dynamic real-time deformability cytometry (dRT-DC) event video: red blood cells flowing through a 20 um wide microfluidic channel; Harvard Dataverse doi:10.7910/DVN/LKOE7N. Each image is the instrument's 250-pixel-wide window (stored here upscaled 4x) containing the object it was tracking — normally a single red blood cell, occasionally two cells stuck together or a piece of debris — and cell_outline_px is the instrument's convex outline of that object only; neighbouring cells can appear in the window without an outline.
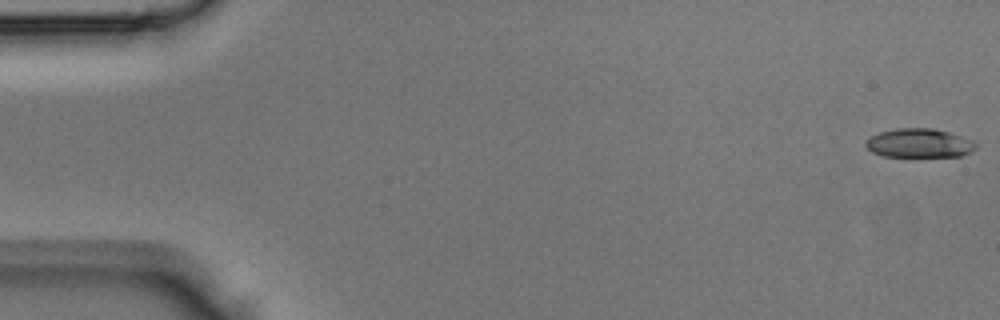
{"species": "Egyptian fruit bat (a non-hibernating species)", "species_latin": "Rousettus aegyptiacus", "temperature_condition": "room temperature", "stored_images_in_passage": 44, "camera_frame_rate_fps": 3000, "um_per_image_px": 0.085, "animal": {"sex": "male"}, "frame": {"image": 1, "passage_image": 1, "time_ms": 0.0, "image_size_px": [1000, 320], "cell_outline_px": [[976, 148], [972, 152], [960, 156], [880, 156], [872, 152], [864, 144], [872, 136], [880, 132], [896, 128], [932, 128], [948, 132], [972, 140], [976, 144]], "centroid_in_image_um": [78.14, 12.17], "position_along_channel_um": 6.9, "area_um2": 18.44}}
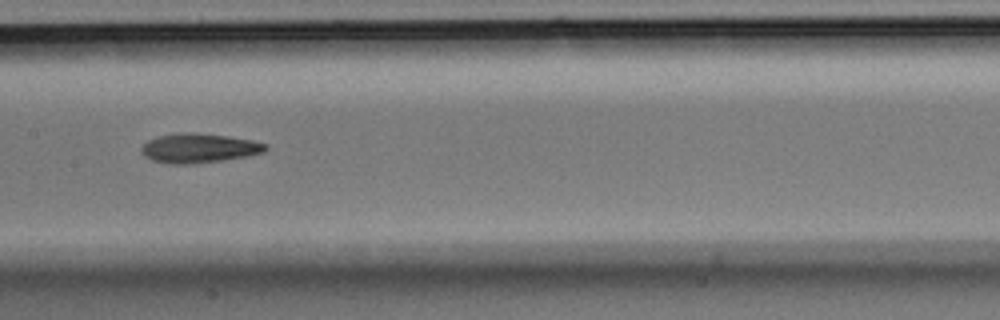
{"frame": {"image": 2, "passage_image": 22, "time_ms": 7.0, "image_size_px": [1000, 320], "cell_outline_px": [[268, 148], [264, 152], [248, 156], [224, 160], [192, 164], [168, 164], [152, 160], [144, 156], [140, 152], [140, 148], [148, 140], [160, 136], [188, 132], [224, 136], [252, 140], [268, 144]], "centroid_in_image_um": [16.91, 12.61], "position_along_channel_um": 190.5, "area_um2": 21.15}}
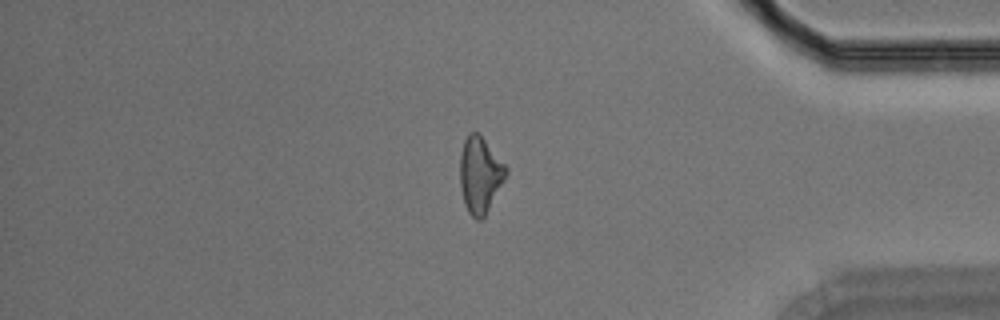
{"frame": {"image": 3, "passage_image": 37, "time_ms": 12.0, "image_size_px": [1000, 320], "cell_outline_px": [[508, 172], [504, 180], [484, 216], [480, 220], [476, 220], [468, 212], [464, 204], [460, 184], [460, 152], [464, 140], [468, 132], [476, 132], [484, 140], [508, 168]], "centroid_in_image_um": [40.78, 14.86], "position_along_channel_um": 394.4, "area_um2": 20.11}}